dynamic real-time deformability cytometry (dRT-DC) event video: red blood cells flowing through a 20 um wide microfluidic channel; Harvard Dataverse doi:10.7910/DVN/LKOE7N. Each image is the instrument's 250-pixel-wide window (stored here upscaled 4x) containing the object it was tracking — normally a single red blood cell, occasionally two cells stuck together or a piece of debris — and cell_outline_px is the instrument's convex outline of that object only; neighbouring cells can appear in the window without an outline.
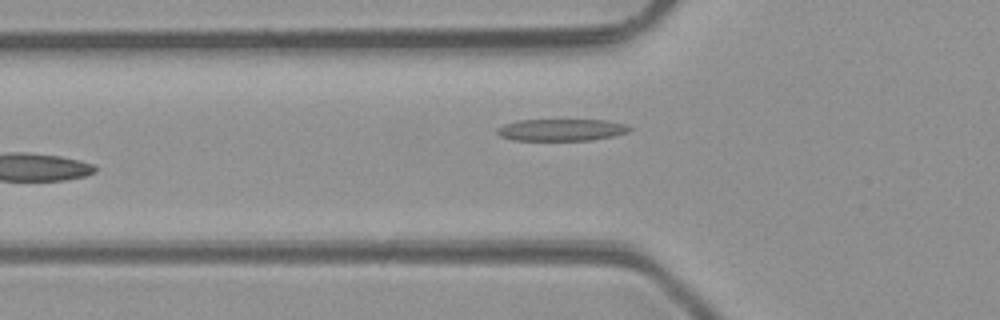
{"species": "common noctule bat (a hibernating species)", "species_latin": "Nyctalus noctula", "temperature_condition": "room temperature", "stored_images_in_passage": 5, "camera_frame_rate_fps": 3000, "um_per_image_px": 0.085, "animal": {"sex": "male", "body_mass_g": 23.1, "forearm_length_mm": 52.7}, "frame": {"image": 1, "passage_image": 5, "time_ms": 4.667, "image_size_px": [1000, 320], "cell_outline_px": [[632, 128], [628, 132], [612, 136], [592, 140], [512, 140], [500, 136], [496, 132], [496, 128], [504, 124], [520, 120], [608, 120], [628, 124]], "centroid_in_image_um": [47.73, 11.03], "position_along_channel_um": 78.1, "area_um2": 16.99}}